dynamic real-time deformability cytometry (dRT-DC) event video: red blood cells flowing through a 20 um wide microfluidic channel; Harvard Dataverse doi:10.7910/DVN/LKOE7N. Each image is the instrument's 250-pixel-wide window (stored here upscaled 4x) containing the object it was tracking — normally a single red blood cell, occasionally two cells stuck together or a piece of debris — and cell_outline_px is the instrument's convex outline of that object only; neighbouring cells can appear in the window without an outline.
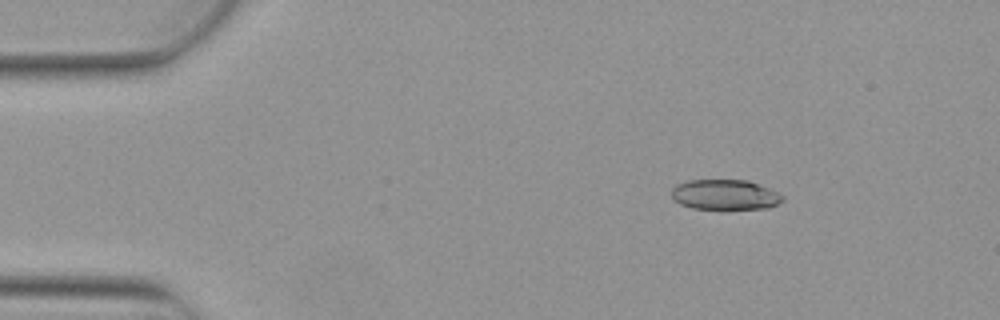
{"species": "Egyptian fruit bat (a non-hibernating species)", "species_latin": "Rousettus aegyptiacus", "temperature_condition": "warm", "stored_images_in_passage": 3, "camera_frame_rate_fps": 3000, "um_per_image_px": 0.085, "animal": {"sex": "female"}, "frame": {"image": 1, "passage_image": 1, "time_ms": 0.0, "image_size_px": [1000, 320], "cell_outline_px": [[784, 200], [780, 204], [768, 208], [692, 208], [680, 204], [672, 200], [672, 188], [676, 184], [688, 180], [748, 180], [760, 184], [784, 196]], "centroid_in_image_um": [61.62, 16.54], "position_along_channel_um": 23.4, "area_um2": 19.54}}